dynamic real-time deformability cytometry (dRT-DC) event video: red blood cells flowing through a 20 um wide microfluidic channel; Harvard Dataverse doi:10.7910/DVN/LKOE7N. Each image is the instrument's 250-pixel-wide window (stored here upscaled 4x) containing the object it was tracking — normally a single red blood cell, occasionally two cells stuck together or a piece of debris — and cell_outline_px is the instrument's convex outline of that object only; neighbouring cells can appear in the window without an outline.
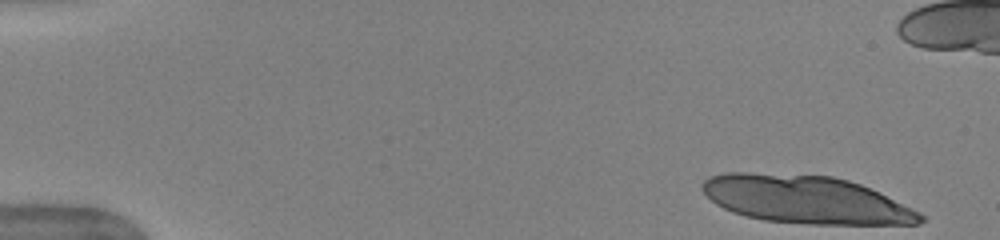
{"species": "human", "species_latin": "Homo sapiens", "temperature_condition": "warm", "stored_images_in_passage": 15, "camera_frame_rate_fps": 3000, "um_per_image_px": 0.085, "donor": {"sex": "female"}, "frame": {"image": 1, "passage_image": 1, "time_ms": 0.0, "image_size_px": [1000, 240], "cell_outline_px": [[924, 220], [920, 224], [808, 224], [764, 220], [732, 212], [716, 204], [700, 188], [700, 184], [708, 176], [728, 172], [748, 172], [832, 176], [848, 180], [860, 184], [912, 208], [920, 212], [924, 216]], "centroid_in_image_um": [68.46, 16.96], "position_along_channel_um": 16.5, "area_um2": 60.57}}